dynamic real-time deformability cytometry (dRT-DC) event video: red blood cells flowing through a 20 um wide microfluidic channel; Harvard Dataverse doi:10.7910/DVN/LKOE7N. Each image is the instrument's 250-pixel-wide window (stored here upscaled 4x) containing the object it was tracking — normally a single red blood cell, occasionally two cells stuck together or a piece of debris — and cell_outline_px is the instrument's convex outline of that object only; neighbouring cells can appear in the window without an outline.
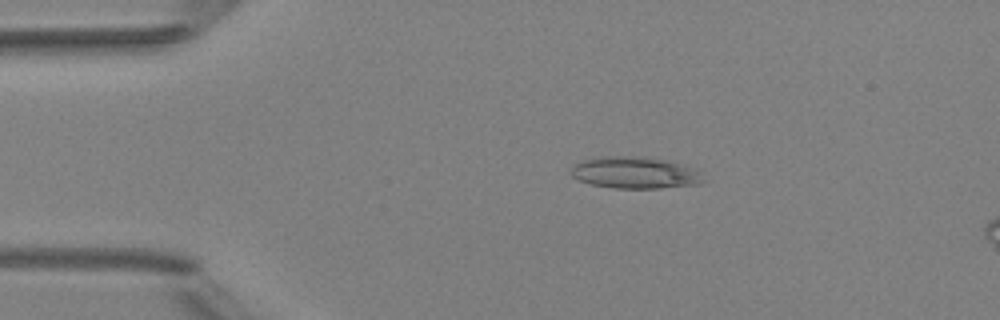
{"species": "Egyptian fruit bat (a non-hibernating species)", "species_latin": "Rousettus aegyptiacus", "temperature_condition": "room temperature", "stored_images_in_passage": 4, "camera_frame_rate_fps": 3000, "um_per_image_px": 0.085, "animal": {"sex": "female"}, "frame": {"image": 1, "passage_image": 2, "time_ms": 1.0, "image_size_px": [1000, 320], "cell_outline_px": [[712, 180], [700, 184], [660, 188], [612, 188], [592, 184], [580, 180], [572, 176], [572, 164], [584, 160], [600, 156], [644, 156], [664, 160], [692, 168], [700, 172]], "centroid_in_image_um": [54.04, 14.68], "position_along_channel_um": 31.0, "area_um2": 24.68}}